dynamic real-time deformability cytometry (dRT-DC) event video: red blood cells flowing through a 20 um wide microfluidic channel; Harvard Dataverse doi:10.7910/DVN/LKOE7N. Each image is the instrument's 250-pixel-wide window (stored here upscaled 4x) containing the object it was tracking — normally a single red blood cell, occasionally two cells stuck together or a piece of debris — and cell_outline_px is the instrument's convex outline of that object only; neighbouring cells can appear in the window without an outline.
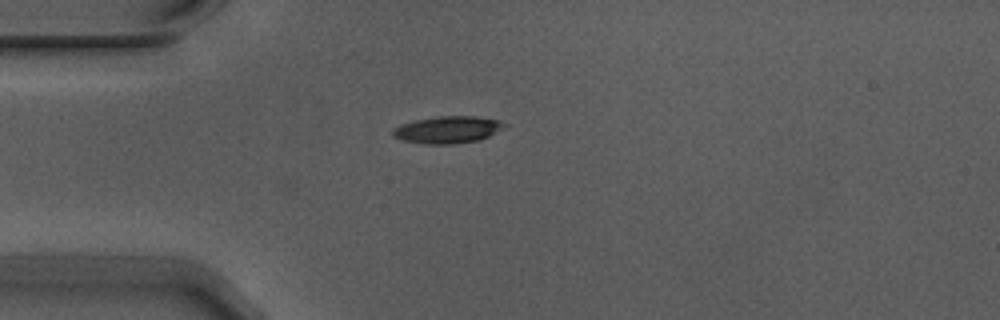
{"species": "Egyptian fruit bat (a non-hibernating species)", "species_latin": "Rousettus aegyptiacus", "temperature_condition": "warm", "stored_images_in_passage": 3, "camera_frame_rate_fps": 3000, "um_per_image_px": 0.085, "animal": {"sex": "male"}, "frame": {"image": 1, "passage_image": 1, "time_ms": 0.0, "image_size_px": [1000, 320], "cell_outline_px": [[508, 124], [504, 128], [480, 140], [456, 144], [428, 144], [400, 140], [392, 136], [392, 128], [400, 124], [416, 120], [436, 116], [476, 116], [500, 120]], "centroid_in_image_um": [38.05, 11.02], "position_along_channel_um": 47.0, "area_um2": 17.86}}